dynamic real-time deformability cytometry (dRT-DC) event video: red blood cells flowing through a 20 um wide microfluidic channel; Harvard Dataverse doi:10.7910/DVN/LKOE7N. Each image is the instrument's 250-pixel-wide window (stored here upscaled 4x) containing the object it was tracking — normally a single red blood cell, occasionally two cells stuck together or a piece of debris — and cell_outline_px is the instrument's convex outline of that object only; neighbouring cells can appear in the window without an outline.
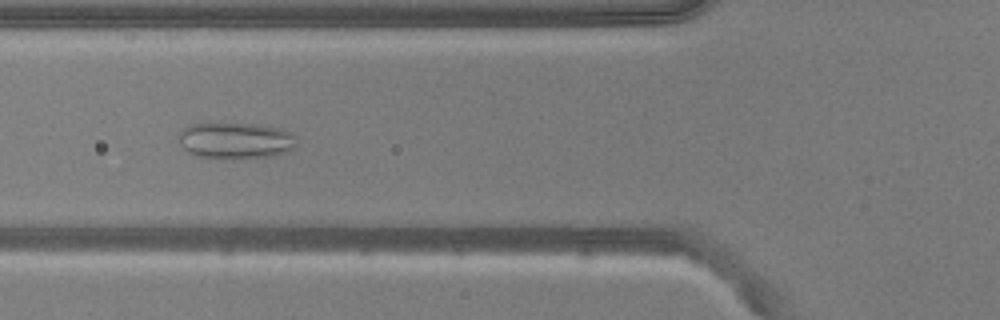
{"species": "common noctule bat (a hibernating species)", "species_latin": "Nyctalus noctula", "temperature_condition": "warm", "stored_images_in_passage": 52, "camera_frame_rate_fps": 3000, "um_per_image_px": 0.085, "animal": {"sex": "male", "body_mass_g": 20.5, "forearm_length_mm": 52.5}, "frame": {"image": 1, "passage_image": 19, "time_ms": 6.0, "image_size_px": [1000, 320], "cell_outline_px": [[296, 148], [288, 152], [272, 156], [196, 156], [188, 152], [180, 144], [180, 132], [184, 128], [192, 124], [220, 120], [260, 124], [280, 128], [292, 132], [296, 136]], "centroid_in_image_um": [20.07, 11.85], "position_along_channel_um": 105.7, "area_um2": 25.26}}
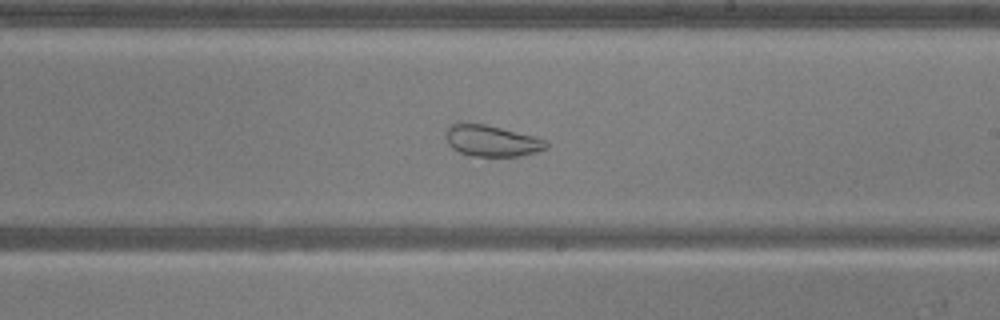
{"frame": {"image": 2, "passage_image": 30, "time_ms": 9.667, "image_size_px": [1000, 320], "cell_outline_px": [[548, 148], [536, 152], [520, 156], [472, 156], [460, 152], [452, 148], [448, 144], [444, 132], [452, 124], [484, 124], [536, 136], [548, 140]], "centroid_in_image_um": [41.84, 11.98], "position_along_channel_um": 247.2, "area_um2": 18.26}}
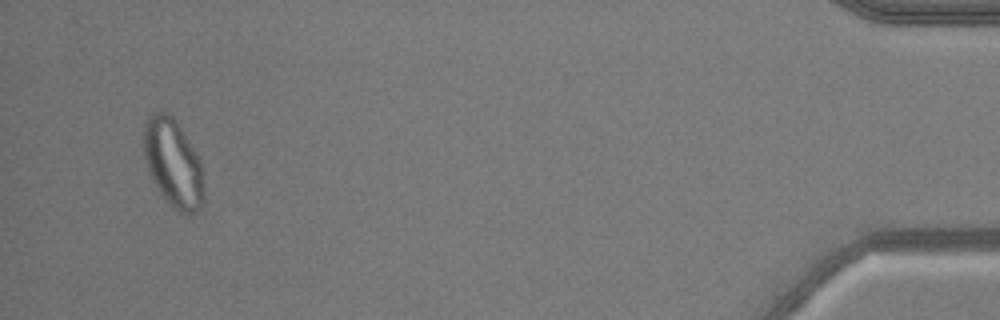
{"frame": {"image": 3, "passage_image": 50, "time_ms": 16.333, "image_size_px": [1000, 320], "cell_outline_px": [[204, 200], [200, 208], [196, 212], [188, 216], [180, 212], [160, 192], [152, 180], [144, 160], [144, 124], [148, 116], [152, 112], [168, 112], [172, 116], [200, 160], [204, 192]], "centroid_in_image_um": [14.7, 13.88], "position_along_channel_um": 420.5, "area_um2": 30.46}}